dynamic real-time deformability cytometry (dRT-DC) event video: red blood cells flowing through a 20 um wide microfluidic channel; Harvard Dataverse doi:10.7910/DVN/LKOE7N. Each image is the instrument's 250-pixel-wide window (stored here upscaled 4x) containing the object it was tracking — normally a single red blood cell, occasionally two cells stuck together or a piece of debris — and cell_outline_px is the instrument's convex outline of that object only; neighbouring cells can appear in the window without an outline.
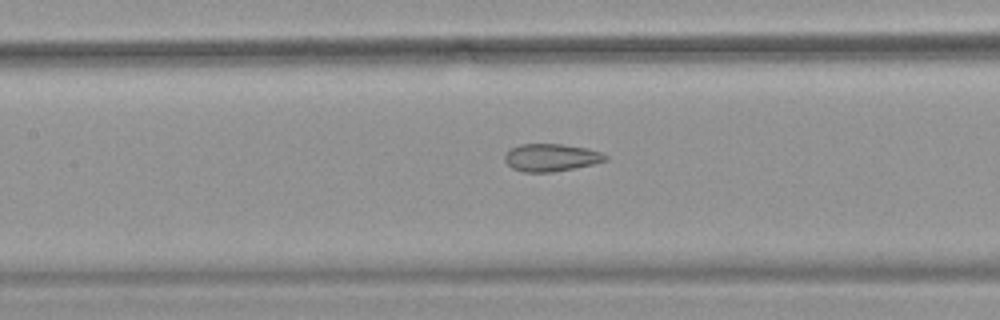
{"species": "common noctule bat (a hibernating species)", "species_latin": "Nyctalus noctula", "temperature_condition": "warm", "stored_images_in_passage": 30, "camera_frame_rate_fps": 3000, "um_per_image_px": 0.085, "animal": {"sex": "female", "body_mass_g": 18.4}, "frame": {"image": 1, "passage_image": 13, "time_ms": 4.0, "image_size_px": [1000, 320], "cell_outline_px": [[608, 160], [592, 164], [552, 172], [524, 172], [512, 168], [504, 160], [504, 156], [512, 148], [520, 144], [560, 144], [588, 148], [600, 152], [608, 156]], "centroid_in_image_um": [46.85, 13.39], "position_along_channel_um": 160.6, "area_um2": 16.01}}